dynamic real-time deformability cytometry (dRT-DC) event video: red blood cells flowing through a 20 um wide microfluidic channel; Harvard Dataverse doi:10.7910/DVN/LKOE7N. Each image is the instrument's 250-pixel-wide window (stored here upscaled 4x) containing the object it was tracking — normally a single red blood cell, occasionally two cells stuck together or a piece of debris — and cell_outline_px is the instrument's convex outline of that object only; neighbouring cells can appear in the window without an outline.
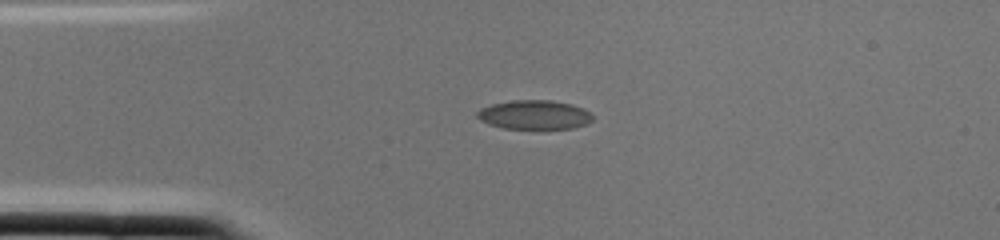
{"species": "common noctule bat (a hibernating species)", "species_latin": "Nyctalus noctula", "temperature_condition": "cold", "stored_images_in_passage": 1, "camera_frame_rate_fps": 3000, "um_per_image_px": 0.085, "animal": {"sex": "female", "body_mass_g": 22.0, "forearm_length_mm": 56.7}, "frame": {"image": 1, "passage_image": 1, "time_ms": 0.0, "image_size_px": [1000, 240], "cell_outline_px": [[592, 120], [588, 124], [572, 128], [504, 128], [488, 124], [480, 120], [476, 116], [476, 112], [480, 108], [492, 104], [512, 100], [552, 100], [572, 104], [584, 108], [592, 112]], "centroid_in_image_um": [45.43, 9.74], "position_along_channel_um": 39.6, "area_um2": 19.71}}